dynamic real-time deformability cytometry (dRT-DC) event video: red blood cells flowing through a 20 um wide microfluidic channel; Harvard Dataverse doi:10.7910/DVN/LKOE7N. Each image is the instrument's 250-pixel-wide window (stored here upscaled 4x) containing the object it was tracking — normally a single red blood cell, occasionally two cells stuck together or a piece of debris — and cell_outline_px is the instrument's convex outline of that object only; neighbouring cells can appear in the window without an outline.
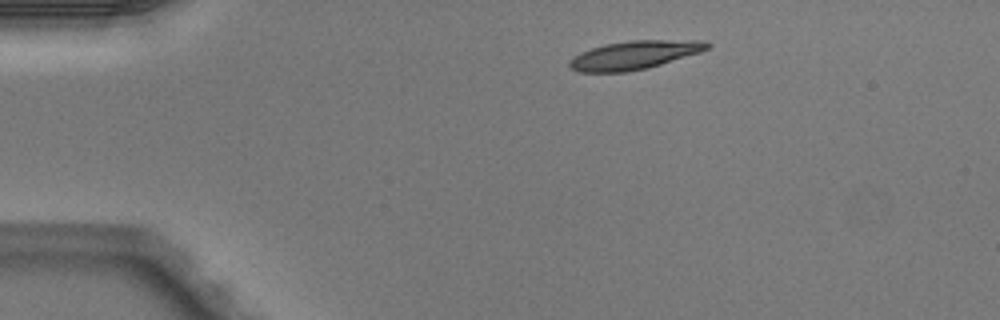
{"species": "Egyptian fruit bat (a non-hibernating species)", "species_latin": "Rousettus aegyptiacus", "temperature_condition": "warm", "stored_images_in_passage": 42, "camera_frame_rate_fps": 3000, "um_per_image_px": 0.085, "animal": {"sex": "male"}, "frame": {"image": 1, "passage_image": 1, "time_ms": 0.0, "image_size_px": [1000, 320], "cell_outline_px": [[712, 44], [708, 48], [700, 52], [648, 68], [624, 72], [580, 72], [572, 68], [568, 64], [568, 60], [580, 52], [604, 44], [628, 40], [704, 40]], "centroid_in_image_um": [53.92, 4.67], "position_along_channel_um": 31.1, "area_um2": 22.89}}
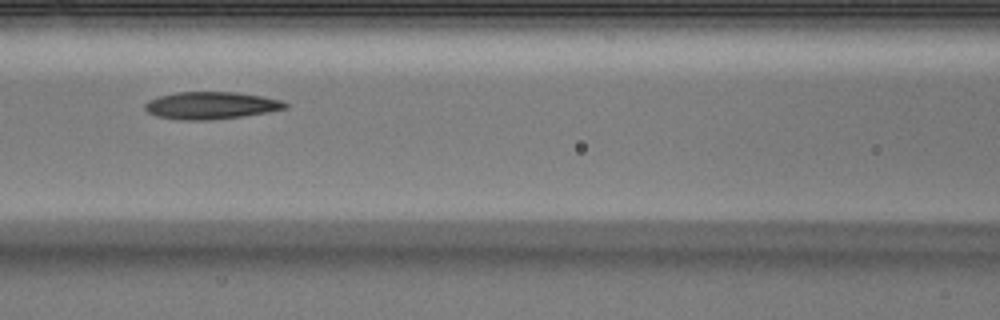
{"frame": {"image": 2, "passage_image": 14, "time_ms": 4.333, "image_size_px": [1000, 320], "cell_outline_px": [[288, 108], [268, 112], [244, 116], [208, 120], [180, 120], [156, 116], [148, 112], [144, 108], [144, 104], [148, 100], [160, 96], [176, 92], [236, 92], [264, 96], [280, 100], [288, 104]], "centroid_in_image_um": [17.94, 8.96], "position_along_channel_um": 148.7, "area_um2": 22.43}}
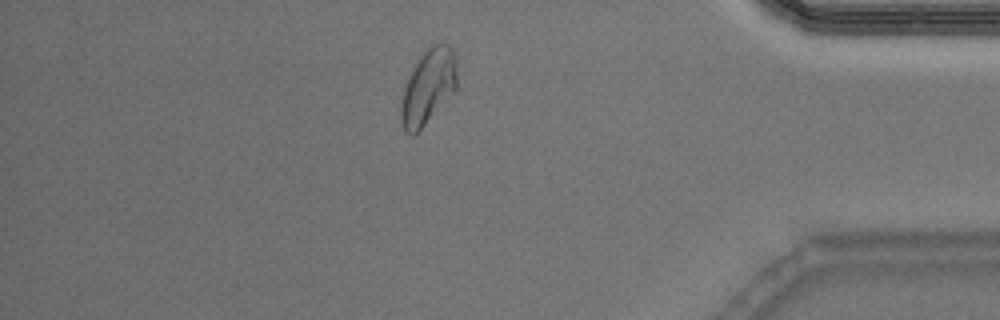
{"frame": {"image": 3, "passage_image": 35, "time_ms": 11.333, "image_size_px": [1000, 320], "cell_outline_px": [[456, 88], [424, 124], [412, 136], [404, 132], [400, 120], [400, 108], [404, 88], [416, 64], [424, 52], [432, 44], [448, 44], [452, 48], [456, 60]], "centroid_in_image_um": [36.38, 7.38], "position_along_channel_um": 398.8, "area_um2": 23.64}, "authors_computed_cell_mechanics": {"area_um2": 22.9177, "velocity_mm_per_s": 4.0165, "shape_relaxation_time_tau1_ms": 5.809, "shape_relaxation_time_tau2_ms": 4.3487, "deformation_change_tau1": 0.1874, "deformation_change_tau2": 0.0933}}